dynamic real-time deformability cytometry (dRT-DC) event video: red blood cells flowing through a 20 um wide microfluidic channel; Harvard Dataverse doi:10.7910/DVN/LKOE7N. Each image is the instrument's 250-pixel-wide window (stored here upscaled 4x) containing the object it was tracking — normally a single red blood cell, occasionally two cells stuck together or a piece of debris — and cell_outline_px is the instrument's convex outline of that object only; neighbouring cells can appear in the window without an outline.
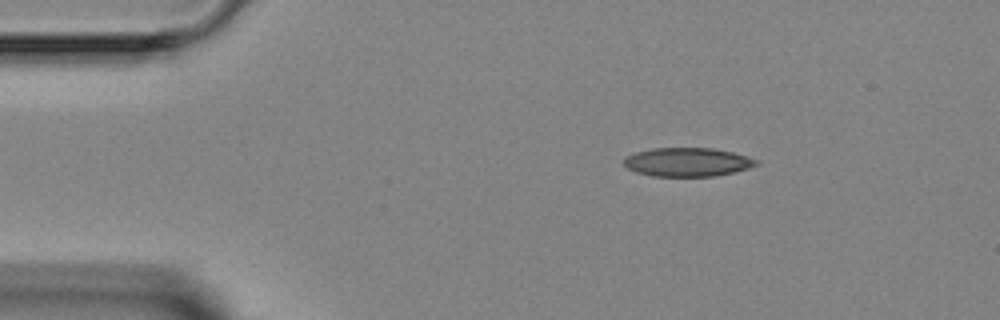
{"species": "Egyptian fruit bat (a non-hibernating species)", "species_latin": "Rousettus aegyptiacus", "temperature_condition": "room temperature", "stored_images_in_passage": 3, "camera_frame_rate_fps": 3000, "um_per_image_px": 0.085, "animal": {"sex": "female"}, "frame": {"image": 1, "passage_image": 1, "time_ms": 0.0, "image_size_px": [1000, 320], "cell_outline_px": [[760, 164], [736, 172], [716, 176], [652, 176], [636, 172], [628, 168], [624, 164], [624, 156], [636, 152], [652, 148], [712, 148], [732, 152], [760, 160]], "centroid_in_image_um": [58.45, 13.78], "position_along_channel_um": 26.5, "area_um2": 22.31}}